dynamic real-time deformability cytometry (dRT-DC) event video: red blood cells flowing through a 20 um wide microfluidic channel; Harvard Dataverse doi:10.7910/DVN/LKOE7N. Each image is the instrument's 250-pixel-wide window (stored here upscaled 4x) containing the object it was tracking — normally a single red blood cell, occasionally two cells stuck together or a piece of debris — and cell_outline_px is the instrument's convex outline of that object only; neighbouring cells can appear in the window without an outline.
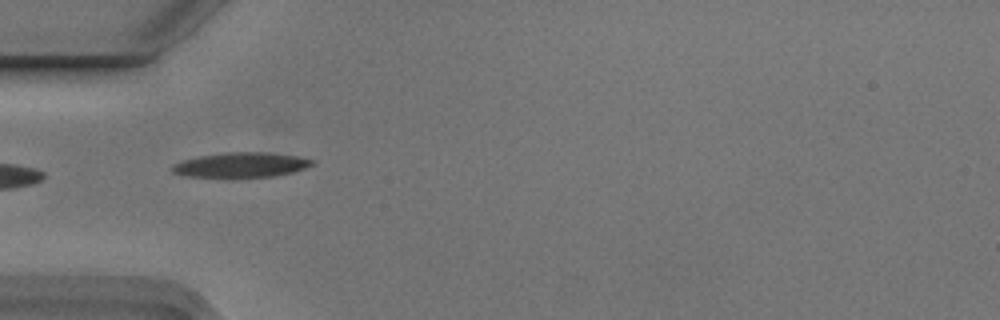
{"species": "Egyptian fruit bat (a non-hibernating species)", "species_latin": "Rousettus aegyptiacus", "temperature_condition": "cold", "stored_images_in_passage": 5, "camera_frame_rate_fps": 3000, "um_per_image_px": 0.085, "animal": {"sex": "male"}, "frame": {"image": 1, "passage_image": 5, "time_ms": 1.333, "image_size_px": [1000, 320], "cell_outline_px": [[316, 164], [292, 172], [272, 176], [188, 176], [172, 172], [172, 164], [180, 160], [200, 156], [228, 152], [268, 152], [300, 156], [316, 160]], "centroid_in_image_um": [20.54, 13.99], "position_along_channel_um": 64.5, "area_um2": 20.06}}